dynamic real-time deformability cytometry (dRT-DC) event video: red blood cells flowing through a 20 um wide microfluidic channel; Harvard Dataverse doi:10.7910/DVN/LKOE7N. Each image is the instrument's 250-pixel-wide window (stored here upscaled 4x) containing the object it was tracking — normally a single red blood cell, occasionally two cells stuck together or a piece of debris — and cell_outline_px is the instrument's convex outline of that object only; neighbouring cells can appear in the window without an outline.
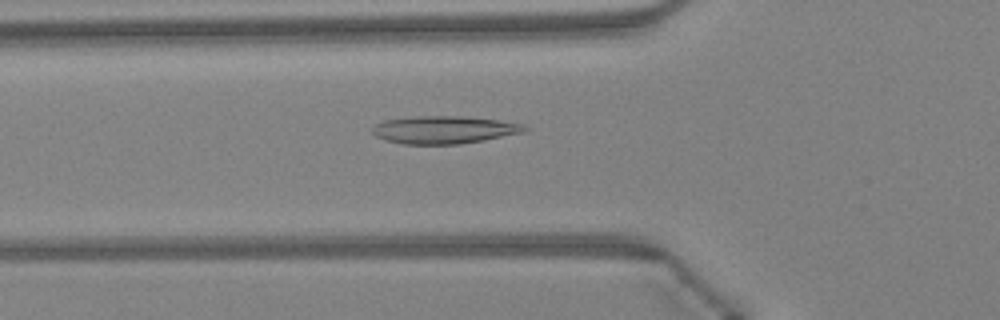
{"species": "Egyptian fruit bat (a non-hibernating species)", "species_latin": "Rousettus aegyptiacus", "temperature_condition": "warm", "stored_images_in_passage": 47, "camera_frame_rate_fps": 3000, "um_per_image_px": 0.085, "animal": {"sex": "female"}, "frame": {"image": 1, "passage_image": 17, "time_ms": 5.333, "image_size_px": [1000, 320], "cell_outline_px": [[528, 128], [524, 132], [484, 140], [460, 144], [404, 144], [384, 140], [376, 136], [372, 132], [372, 128], [376, 124], [384, 120], [412, 116], [460, 116], [500, 120], [524, 124]], "centroid_in_image_um": [37.74, 11.03], "position_along_channel_um": 88.1, "area_um2": 24.62}}
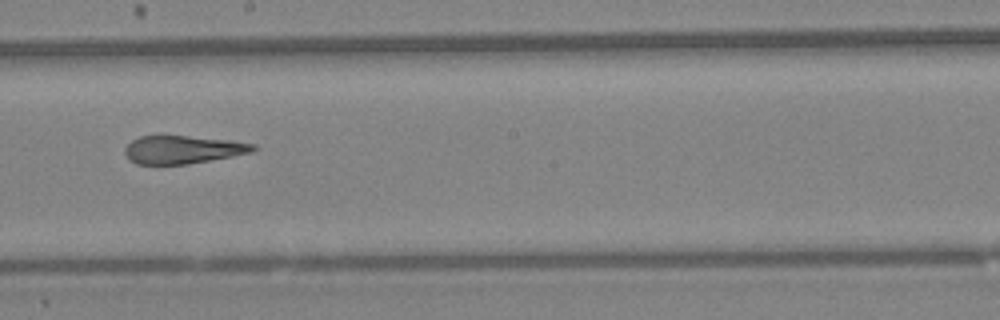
{"frame": {"image": 2, "passage_image": 27, "time_ms": 8.667, "image_size_px": [1000, 320], "cell_outline_px": [[256, 148], [252, 152], [188, 164], [136, 164], [128, 160], [124, 152], [124, 148], [132, 140], [140, 136], [184, 136], [228, 140], [256, 144]], "centroid_in_image_um": [15.49, 12.72], "position_along_channel_um": 232.7, "area_um2": 20.75}}
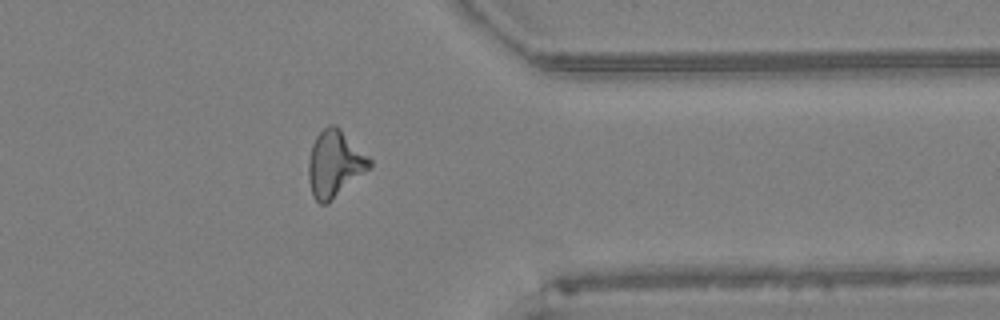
{"frame": {"image": 3, "passage_image": 38, "time_ms": 12.333, "image_size_px": [1000, 320], "cell_outline_px": [[372, 168], [328, 204], [320, 204], [312, 196], [308, 180], [308, 160], [312, 144], [316, 136], [328, 124], [336, 124], [372, 160]], "centroid_in_image_um": [28.46, 13.95], "position_along_channel_um": 382.9, "area_um2": 24.1}, "authors_computed_cell_mechanics": {"area_um2": 22.831, "velocity_mm_per_s": 4.3434, "shape_relaxation_time_tau1_ms": 8.7218, "shape_relaxation_time_tau2_ms": 2.1652, "deformation_change_tau1": 0.2646, "deformation_change_tau2": 0.1178}}